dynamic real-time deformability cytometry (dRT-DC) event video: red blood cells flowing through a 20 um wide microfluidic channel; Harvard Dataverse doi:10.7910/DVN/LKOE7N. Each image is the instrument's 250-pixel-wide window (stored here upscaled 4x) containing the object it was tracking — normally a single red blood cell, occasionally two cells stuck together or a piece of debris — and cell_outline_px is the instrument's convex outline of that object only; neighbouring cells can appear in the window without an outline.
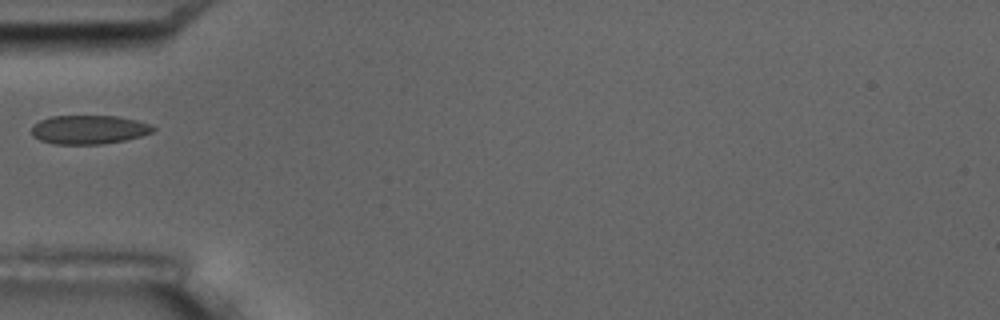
{"species": "common noctule bat (a hibernating species)", "species_latin": "Nyctalus noctula", "temperature_condition": "room temperature", "stored_images_in_passage": 1, "camera_frame_rate_fps": 3000, "um_per_image_px": 0.085, "animal": {"sex": "male", "body_mass_g": 17.5, "forearm_length_mm": 52.3}, "frame": {"image": 1, "passage_image": 1, "time_ms": 0.0, "image_size_px": [1000, 320], "cell_outline_px": [[156, 128], [152, 132], [140, 136], [124, 140], [100, 144], [52, 144], [40, 140], [32, 136], [32, 124], [40, 120], [52, 116], [120, 116], [152, 124]], "centroid_in_image_um": [7.54, 11.01], "position_along_channel_um": 77.5, "area_um2": 20.52}}